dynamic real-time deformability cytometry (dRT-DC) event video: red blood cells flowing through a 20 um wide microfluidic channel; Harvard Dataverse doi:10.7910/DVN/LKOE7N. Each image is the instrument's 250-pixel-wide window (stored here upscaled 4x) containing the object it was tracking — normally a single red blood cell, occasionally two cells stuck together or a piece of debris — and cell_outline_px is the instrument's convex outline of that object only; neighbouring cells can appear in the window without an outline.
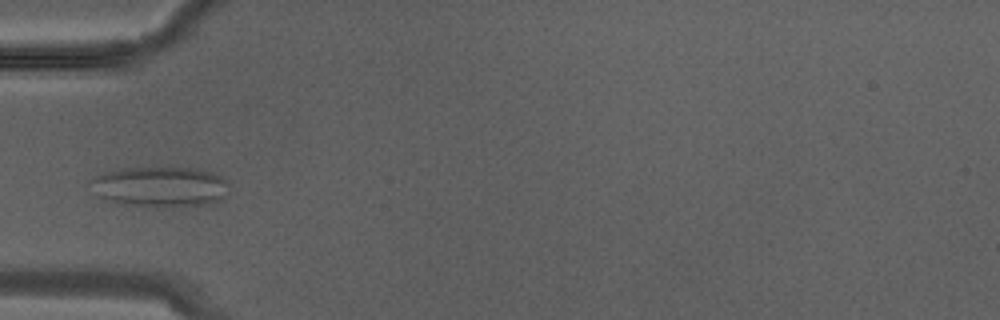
{"species": "Egyptian fruit bat (a non-hibernating species)", "species_latin": "Rousettus aegyptiacus", "temperature_condition": "warm", "stored_images_in_passage": 2, "camera_frame_rate_fps": 3000, "um_per_image_px": 0.085, "animal": {"sex": "male"}, "frame": {"image": 1, "passage_image": 2, "time_ms": 0.333, "image_size_px": [1000, 320], "cell_outline_px": [[228, 196], [212, 204], [120, 204], [96, 196], [92, 180], [100, 172], [124, 168], [200, 168], [212, 172], [228, 180]], "centroid_in_image_um": [13.66, 15.82], "position_along_channel_um": 71.3, "area_um2": 31.85}}